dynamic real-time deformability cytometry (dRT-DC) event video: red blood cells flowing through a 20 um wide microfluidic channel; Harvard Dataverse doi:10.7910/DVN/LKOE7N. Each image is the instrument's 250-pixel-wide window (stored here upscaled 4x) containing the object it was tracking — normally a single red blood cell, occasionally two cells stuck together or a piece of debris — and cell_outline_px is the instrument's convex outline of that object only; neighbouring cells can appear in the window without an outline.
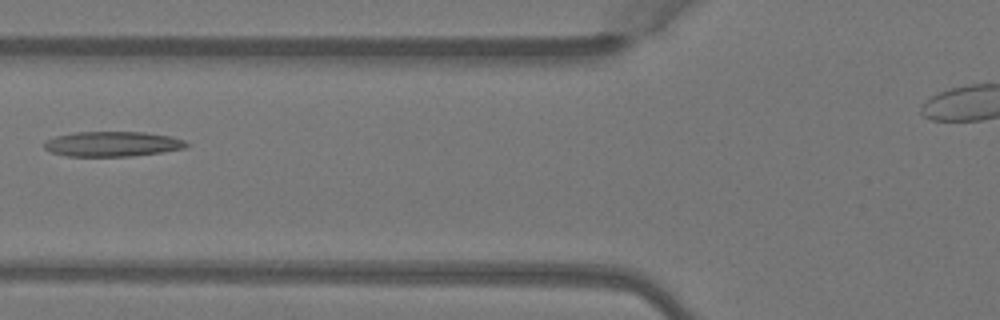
{"species": "Egyptian fruit bat (a non-hibernating species)", "species_latin": "Rousettus aegyptiacus", "temperature_condition": "warm", "stored_images_in_passage": 5, "camera_frame_rate_fps": 3000, "um_per_image_px": 0.085, "animal": {"sex": "female"}, "frame": {"image": 1, "passage_image": 5, "time_ms": 1.333, "image_size_px": [1000, 320], "cell_outline_px": [[188, 144], [184, 148], [160, 152], [132, 156], [68, 156], [52, 152], [44, 148], [44, 140], [56, 136], [76, 132], [144, 132], [172, 136], [184, 140]], "centroid_in_image_um": [9.54, 12.23], "position_along_channel_um": 116.3, "area_um2": 20.63}}